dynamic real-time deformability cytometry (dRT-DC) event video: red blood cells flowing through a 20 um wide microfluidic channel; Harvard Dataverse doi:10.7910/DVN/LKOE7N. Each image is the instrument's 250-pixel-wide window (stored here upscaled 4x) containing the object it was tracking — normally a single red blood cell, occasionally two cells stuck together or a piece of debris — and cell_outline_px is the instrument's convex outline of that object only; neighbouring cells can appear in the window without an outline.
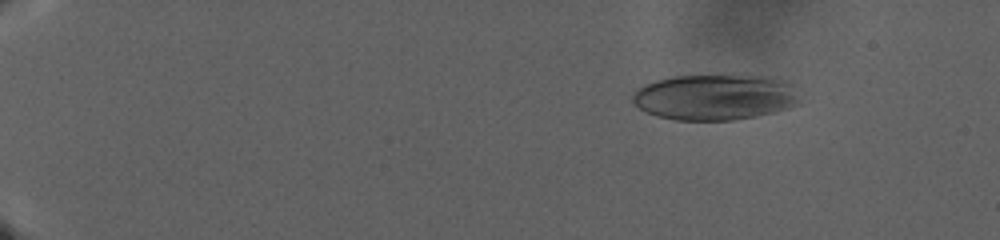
{"species": "human", "species_latin": "Homo sapiens", "temperature_condition": "warm", "stored_images_in_passage": 138, "camera_frame_rate_fps": 3000, "um_per_image_px": 0.085, "donor": {"sex": "male"}, "frame": {"image": 1, "passage_image": 22, "time_ms": 7.0, "image_size_px": [1000, 240], "cell_outline_px": [[800, 104], [788, 108], [756, 116], [732, 120], [676, 120], [656, 116], [640, 108], [632, 100], [632, 96], [644, 84], [656, 80], [672, 76], [760, 76], [780, 80], [792, 84]], "centroid_in_image_um": [60.75, 8.27], "position_along_channel_um": 24.2, "area_um2": 44.04}}
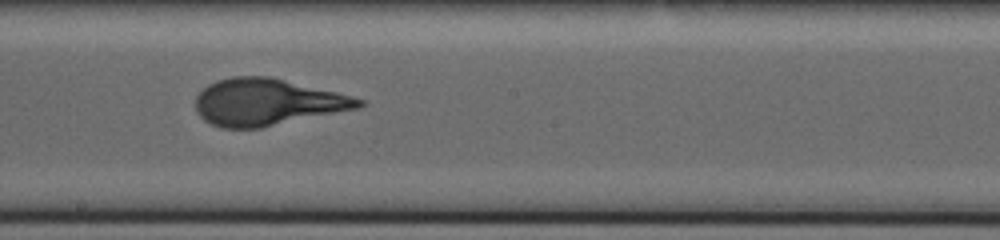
{"frame": {"image": 2, "passage_image": 87, "time_ms": 28.667, "image_size_px": [1000, 240], "cell_outline_px": [[368, 104], [360, 108], [260, 128], [220, 128], [204, 120], [196, 112], [196, 96], [208, 84], [216, 80], [232, 76], [268, 76], [336, 92], [352, 96], [364, 100]], "centroid_in_image_um": [22.71, 8.68], "position_along_channel_um": 225.5, "area_um2": 44.51}}
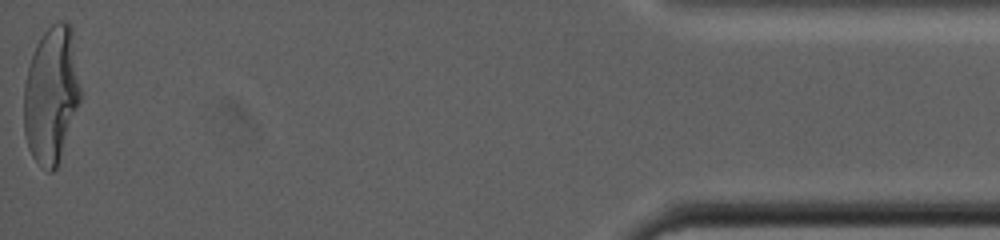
{"frame": {"image": 3, "passage_image": 138, "time_ms": 45.667, "image_size_px": [1000, 240], "cell_outline_px": [[80, 100], [56, 168], [52, 172], [48, 172], [32, 156], [28, 148], [24, 132], [24, 84], [28, 68], [36, 44], [44, 32], [56, 20], [60, 20], [72, 24], [80, 88]], "centroid_in_image_um": [4.36, 8.01], "position_along_channel_um": 430.8, "area_um2": 44.91}}